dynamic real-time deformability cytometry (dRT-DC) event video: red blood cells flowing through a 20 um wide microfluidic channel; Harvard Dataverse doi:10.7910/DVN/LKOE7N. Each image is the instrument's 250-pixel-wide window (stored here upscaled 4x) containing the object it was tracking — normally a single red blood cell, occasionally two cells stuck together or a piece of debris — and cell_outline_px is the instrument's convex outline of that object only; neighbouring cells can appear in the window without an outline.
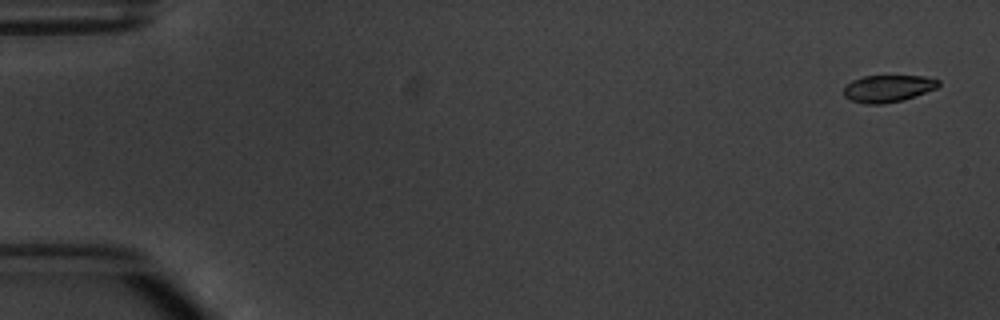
{"species": "common noctule bat (a hibernating species)", "species_latin": "Nyctalus noctula", "temperature_condition": "warm", "stored_images_in_passage": 5, "camera_frame_rate_fps": 3000, "um_per_image_px": 0.085, "animal": {"sex": "male", "body_mass_g": 20.1, "forearm_length_mm": 53.5}, "frame": {"image": 1, "passage_image": 1, "time_ms": 0.0, "image_size_px": [1000, 320], "cell_outline_px": [[940, 84], [936, 88], [904, 100], [880, 104], [868, 104], [852, 100], [844, 96], [844, 88], [852, 80], [864, 76], [924, 76], [940, 80]], "centroid_in_image_um": [75.49, 7.51], "position_along_channel_um": 9.5, "area_um2": 14.8}}
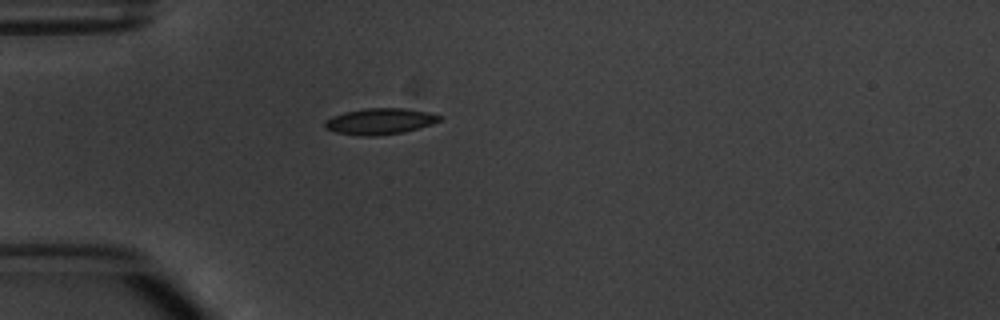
{"frame": {"image": 2, "passage_image": 5, "time_ms": 4.667, "image_size_px": [1000, 320], "cell_outline_px": [[444, 116], [440, 120], [432, 124], [404, 132], [376, 136], [360, 136], [336, 132], [324, 128], [324, 120], [332, 116], [344, 112], [368, 108], [404, 108], [428, 112]], "centroid_in_image_um": [32.28, 10.31], "position_along_channel_um": 52.7, "area_um2": 17.57}}